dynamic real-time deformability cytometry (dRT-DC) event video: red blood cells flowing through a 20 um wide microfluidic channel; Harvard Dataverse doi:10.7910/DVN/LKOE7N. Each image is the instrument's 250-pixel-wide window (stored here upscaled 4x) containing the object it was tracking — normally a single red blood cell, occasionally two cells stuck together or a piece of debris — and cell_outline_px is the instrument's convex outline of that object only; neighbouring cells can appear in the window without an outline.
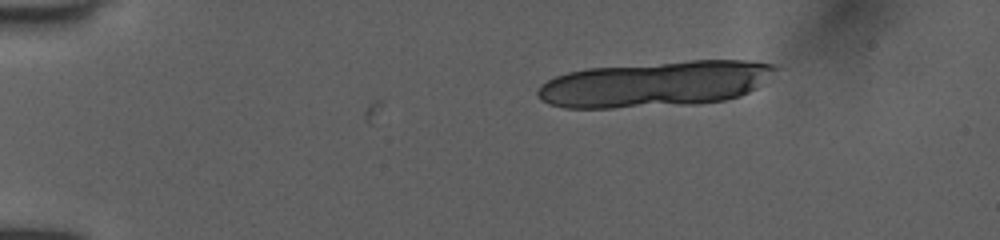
{"species": "human", "species_latin": "Homo sapiens", "temperature_condition": "room temperature", "stored_images_in_passage": 2, "camera_frame_rate_fps": 3000, "um_per_image_px": 0.085, "donor": {"sex": "female"}, "frame": {"image": 1, "passage_image": 1, "time_ms": 0.0, "image_size_px": [1000, 240], "cell_outline_px": [[780, 68], [756, 88], [740, 96], [724, 100], [696, 104], [612, 108], [564, 108], [548, 104], [540, 100], [536, 96], [536, 92], [540, 84], [556, 76], [568, 72], [588, 68], [692, 60], [748, 60], [772, 64]], "centroid_in_image_um": [55.67, 7.14], "position_along_channel_um": 29.3, "area_um2": 63.64}}